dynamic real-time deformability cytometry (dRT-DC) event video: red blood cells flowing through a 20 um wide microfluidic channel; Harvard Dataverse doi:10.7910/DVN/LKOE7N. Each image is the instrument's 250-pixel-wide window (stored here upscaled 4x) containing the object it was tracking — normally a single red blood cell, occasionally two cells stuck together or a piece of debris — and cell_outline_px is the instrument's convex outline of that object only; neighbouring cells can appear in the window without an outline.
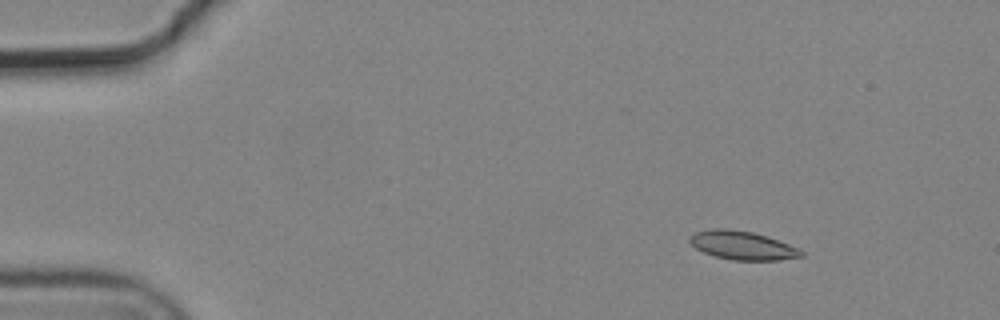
{"species": "common noctule bat (a hibernating species)", "species_latin": "Nyctalus noctula", "temperature_condition": "cold", "stored_images_in_passage": 5, "camera_frame_rate_fps": 3000, "um_per_image_px": 0.085, "animal": {"sex": "male", "body_mass_g": 19.2, "forearm_length_mm": 51.8}, "frame": {"image": 1, "passage_image": 2, "time_ms": 0.333, "image_size_px": [1000, 320], "cell_outline_px": [[804, 256], [780, 260], [732, 260], [716, 256], [704, 252], [696, 248], [688, 240], [688, 236], [692, 232], [712, 228], [728, 228], [752, 232], [768, 236], [800, 248], [804, 252]], "centroid_in_image_um": [63.1, 20.84], "position_along_channel_um": 21.9, "area_um2": 18.84}}
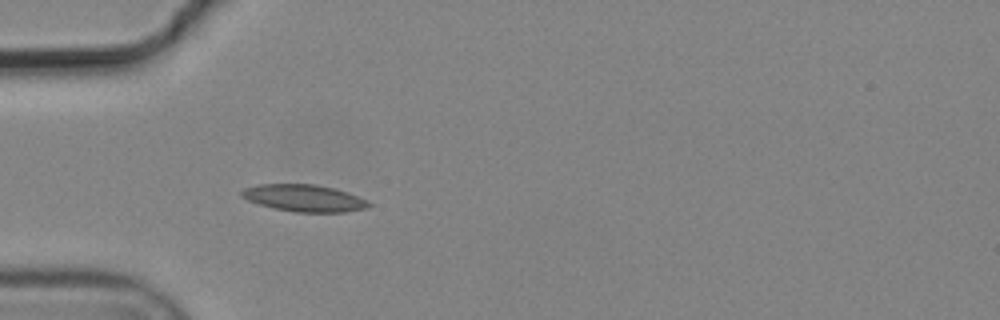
{"frame": {"image": 2, "passage_image": 5, "time_ms": 1.333, "image_size_px": [1000, 320], "cell_outline_px": [[372, 204], [368, 208], [344, 212], [296, 212], [272, 208], [248, 200], [240, 196], [240, 192], [244, 188], [260, 184], [316, 184], [336, 188], [368, 200]], "centroid_in_image_um": [25.87, 16.83], "position_along_channel_um": 59.1, "area_um2": 20.11}}